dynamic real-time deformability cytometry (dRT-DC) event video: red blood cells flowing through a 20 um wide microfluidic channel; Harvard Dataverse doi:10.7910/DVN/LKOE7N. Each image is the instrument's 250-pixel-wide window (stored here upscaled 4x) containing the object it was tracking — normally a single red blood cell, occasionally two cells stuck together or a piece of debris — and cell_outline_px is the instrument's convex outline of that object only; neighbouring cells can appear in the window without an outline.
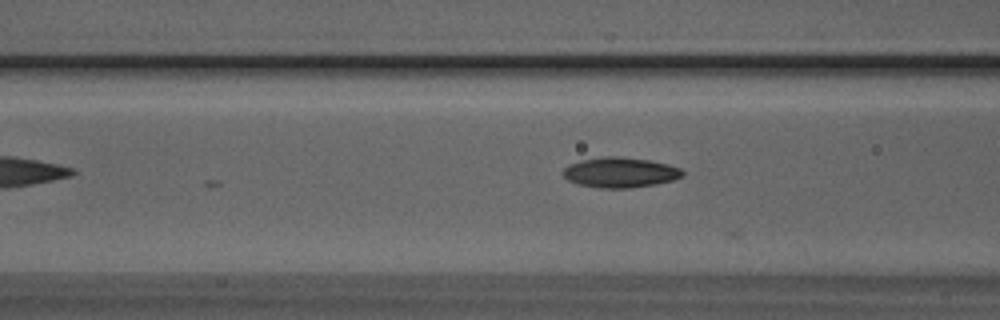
{"species": "Egyptian fruit bat (a non-hibernating species)", "species_latin": "Rousettus aegyptiacus", "temperature_condition": "room temperature", "stored_images_in_passage": 6, "camera_frame_rate_fps": 3000, "um_per_image_px": 0.085, "animal": {"sex": "male"}, "frame": {"image": 1, "passage_image": 6, "time_ms": 1.667, "image_size_px": [1000, 320], "cell_outline_px": [[684, 176], [672, 180], [656, 184], [632, 188], [600, 188], [576, 184], [568, 180], [564, 176], [564, 168], [568, 164], [580, 160], [604, 156], [620, 156], [652, 160], [668, 164], [680, 168], [684, 172]], "centroid_in_image_um": [52.72, 14.65], "position_along_channel_um": 113.9, "area_um2": 21.27}}